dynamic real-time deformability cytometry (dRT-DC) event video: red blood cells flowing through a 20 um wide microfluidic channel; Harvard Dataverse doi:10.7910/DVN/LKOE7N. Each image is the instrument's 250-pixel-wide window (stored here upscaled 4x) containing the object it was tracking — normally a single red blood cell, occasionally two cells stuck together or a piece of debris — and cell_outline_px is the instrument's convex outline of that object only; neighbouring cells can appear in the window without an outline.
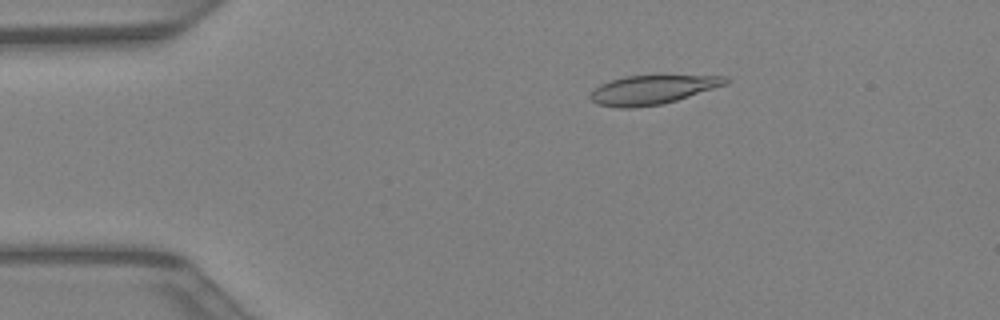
{"species": "Egyptian fruit bat (a non-hibernating species)", "species_latin": "Rousettus aegyptiacus", "temperature_condition": "warm", "stored_images_in_passage": 42, "camera_frame_rate_fps": 3000, "um_per_image_px": 0.085, "animal": {"sex": "female"}, "frame": {"image": 1, "passage_image": 8, "time_ms": 2.333, "image_size_px": [1000, 320], "cell_outline_px": [[728, 84], [676, 100], [660, 104], [632, 108], [620, 108], [596, 104], [588, 96], [600, 84], [624, 76], [728, 76]], "centroid_in_image_um": [55.43, 7.63], "position_along_channel_um": 29.6, "area_um2": 22.54}}
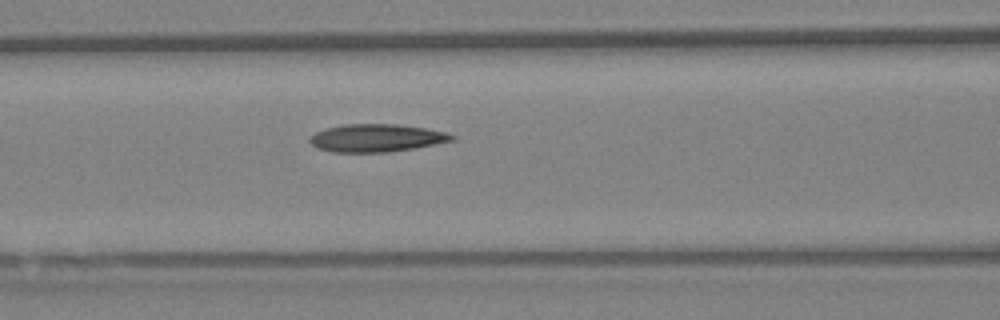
{"frame": {"image": 2, "passage_image": 18, "time_ms": 5.667, "image_size_px": [1000, 320], "cell_outline_px": [[456, 140], [416, 148], [388, 152], [332, 152], [316, 148], [308, 140], [316, 132], [324, 128], [344, 124], [396, 124], [428, 128], [448, 132], [456, 136]], "centroid_in_image_um": [32.04, 11.72], "position_along_channel_um": 134.6, "area_um2": 23.29}}
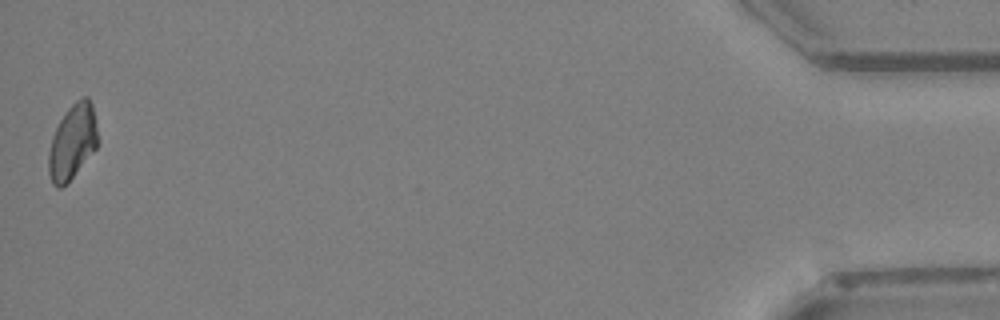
{"frame": {"image": 3, "passage_image": 42, "time_ms": 13.667, "image_size_px": [1000, 320], "cell_outline_px": [[100, 140], [96, 148], [72, 176], [60, 188], [56, 188], [52, 184], [48, 172], [48, 152], [52, 136], [60, 120], [68, 108], [76, 100], [84, 96], [88, 96], [92, 104]], "centroid_in_image_um": [6.17, 12.03], "position_along_channel_um": 429.0, "area_um2": 21.44}}